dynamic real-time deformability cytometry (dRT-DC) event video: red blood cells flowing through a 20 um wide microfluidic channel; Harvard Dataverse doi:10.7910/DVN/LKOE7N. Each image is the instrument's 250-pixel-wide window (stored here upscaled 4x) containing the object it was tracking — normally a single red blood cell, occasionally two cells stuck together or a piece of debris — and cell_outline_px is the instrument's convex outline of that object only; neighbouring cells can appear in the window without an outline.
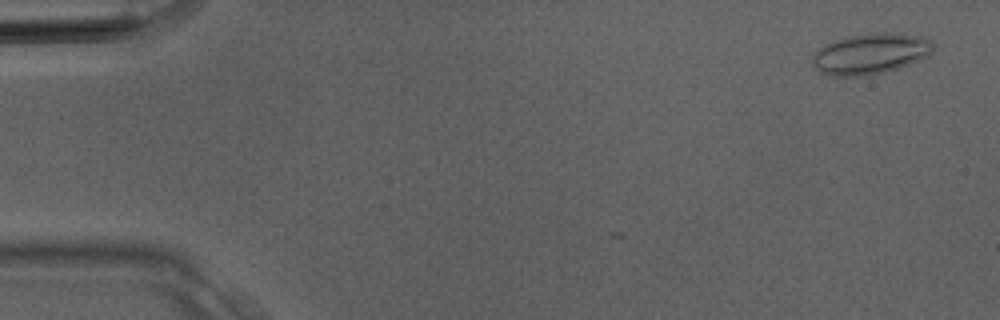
{"species": "Egyptian fruit bat (a non-hibernating species)", "species_latin": "Rousettus aegyptiacus", "temperature_condition": "room temperature", "stored_images_in_passage": 3, "camera_frame_rate_fps": 3000, "um_per_image_px": 0.085, "animal": {"sex": "male"}, "frame": {"image": 1, "passage_image": 3, "time_ms": 0.667, "image_size_px": [1000, 320], "cell_outline_px": [[932, 48], [928, 56], [908, 64], [884, 72], [868, 76], [828, 76], [820, 72], [812, 64], [812, 56], [824, 44], [836, 40], [852, 36], [872, 32], [888, 32], [920, 36], [932, 40]], "centroid_in_image_um": [73.96, 4.57], "position_along_channel_um": 11.0, "area_um2": 28.55}}